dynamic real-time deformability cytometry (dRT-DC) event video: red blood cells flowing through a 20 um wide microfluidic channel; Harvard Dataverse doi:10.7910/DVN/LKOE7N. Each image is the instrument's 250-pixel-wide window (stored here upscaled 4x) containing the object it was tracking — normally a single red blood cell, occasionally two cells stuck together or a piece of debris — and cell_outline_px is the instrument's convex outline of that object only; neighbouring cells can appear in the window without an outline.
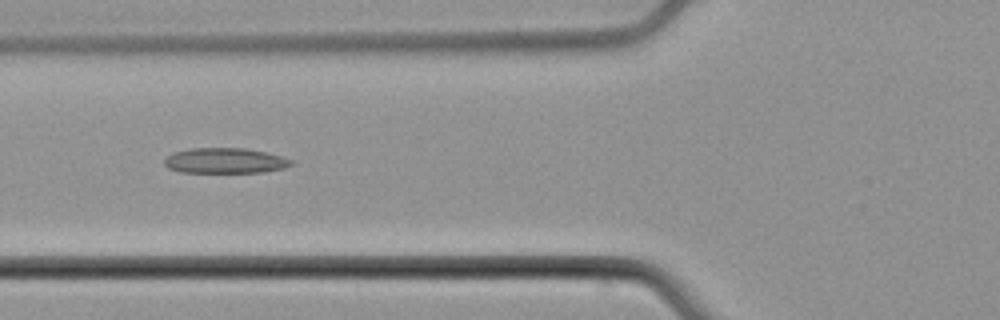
{"species": "common noctule bat (a hibernating species)", "species_latin": "Nyctalus noctula", "temperature_condition": "cold", "stored_images_in_passage": 8, "camera_frame_rate_fps": 3000, "um_per_image_px": 0.085, "animal": {"sex": "male", "body_mass_g": 21.5, "forearm_length_mm": 52.0}, "frame": {"image": 1, "passage_image": 6, "time_ms": 6.333, "image_size_px": [1000, 320], "cell_outline_px": [[292, 164], [284, 168], [264, 172], [180, 172], [168, 168], [164, 164], [164, 160], [172, 152], [192, 148], [244, 148], [268, 152], [292, 160]], "centroid_in_image_um": [19.11, 13.65], "position_along_channel_um": 106.7, "area_um2": 18.73}}
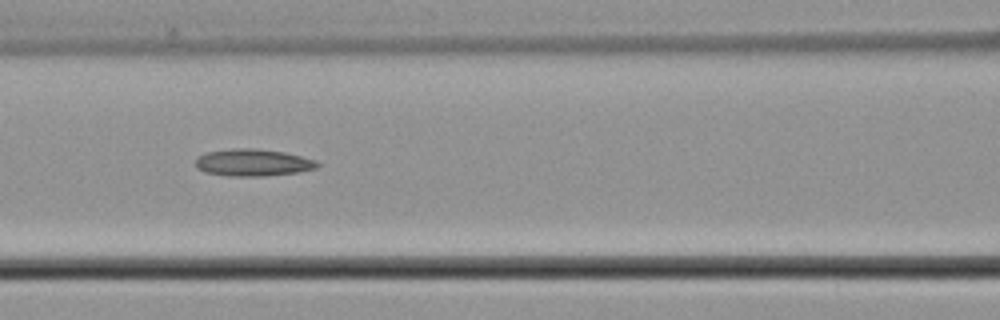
{"frame": {"image": 2, "passage_image": 7, "time_ms": 7.333, "image_size_px": [1000, 320], "cell_outline_px": [[320, 164], [316, 168], [300, 172], [264, 176], [228, 176], [204, 172], [196, 168], [196, 160], [204, 152], [232, 148], [256, 148], [284, 152], [316, 160]], "centroid_in_image_um": [21.49, 13.82], "position_along_channel_um": 145.1, "area_um2": 19.36}}
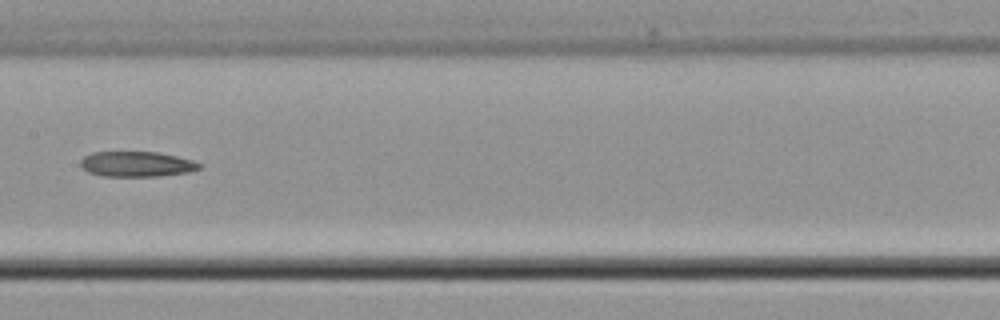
{"frame": {"image": 3, "passage_image": 8, "time_ms": 8.667, "image_size_px": [1000, 320], "cell_outline_px": [[204, 164], [200, 168], [192, 172], [160, 176], [104, 176], [88, 172], [80, 164], [80, 160], [84, 156], [92, 152], [160, 152], [192, 160]], "centroid_in_image_um": [11.66, 13.95], "position_along_channel_um": 195.7, "area_um2": 17.63}}